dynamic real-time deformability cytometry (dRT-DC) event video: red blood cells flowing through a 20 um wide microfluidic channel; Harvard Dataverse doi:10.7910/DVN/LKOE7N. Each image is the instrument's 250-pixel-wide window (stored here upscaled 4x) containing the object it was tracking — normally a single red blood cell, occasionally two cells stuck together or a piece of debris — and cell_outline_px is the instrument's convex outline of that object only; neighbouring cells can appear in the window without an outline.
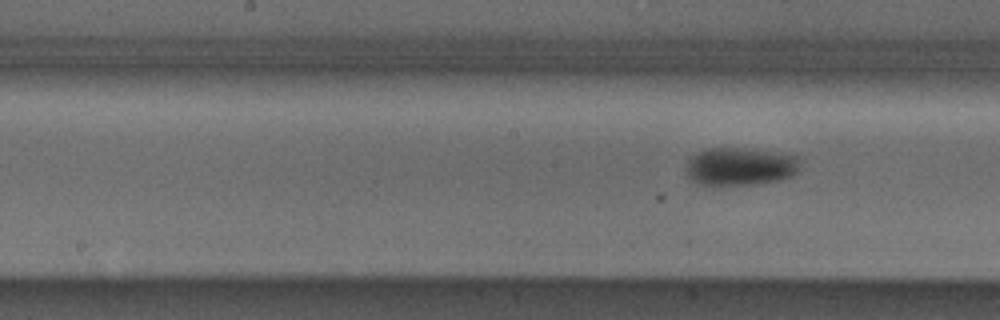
{"species": "Egyptian fruit bat (a non-hibernating species)", "species_latin": "Rousettus aegyptiacus", "temperature_condition": "cold", "stored_images_in_passage": 8, "camera_frame_rate_fps": 3000, "um_per_image_px": 0.085, "animal": {"sex": "male"}, "frame": {"image": 1, "passage_image": 8, "time_ms": 2.333, "image_size_px": [1000, 320], "cell_outline_px": [[800, 164], [796, 172], [792, 176], [780, 180], [760, 184], [700, 184], [692, 180], [688, 176], [688, 156], [696, 152], [708, 148], [740, 148], [800, 156]], "centroid_in_image_um": [62.93, 14.14], "position_along_channel_um": 185.3, "area_um2": 25.03}}